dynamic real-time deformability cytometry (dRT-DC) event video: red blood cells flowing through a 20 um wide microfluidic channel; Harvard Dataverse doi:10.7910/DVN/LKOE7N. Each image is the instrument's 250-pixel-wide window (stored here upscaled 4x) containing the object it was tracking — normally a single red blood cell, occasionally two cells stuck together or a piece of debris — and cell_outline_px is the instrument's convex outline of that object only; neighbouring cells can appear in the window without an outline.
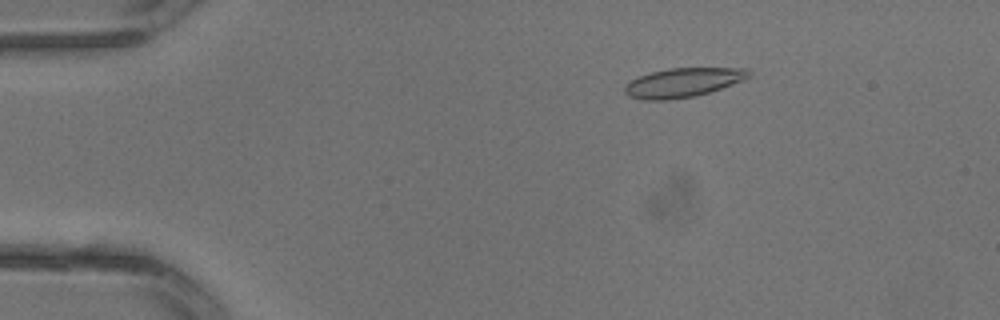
{"species": "common noctule bat (a hibernating species)", "species_latin": "Nyctalus noctula", "temperature_condition": "warm", "stored_images_in_passage": 3, "camera_frame_rate_fps": 3000, "um_per_image_px": 0.085, "animal": {"sex": "male", "body_mass_g": 13.3}, "frame": {"image": 1, "passage_image": 2, "time_ms": 0.333, "image_size_px": [1000, 320], "cell_outline_px": [[752, 76], [744, 80], [696, 96], [668, 100], [644, 100], [628, 96], [624, 92], [624, 84], [628, 80], [652, 72], [668, 68], [748, 68], [752, 72]], "centroid_in_image_um": [58.04, 7.01], "position_along_channel_um": 27.0, "area_um2": 21.27}}